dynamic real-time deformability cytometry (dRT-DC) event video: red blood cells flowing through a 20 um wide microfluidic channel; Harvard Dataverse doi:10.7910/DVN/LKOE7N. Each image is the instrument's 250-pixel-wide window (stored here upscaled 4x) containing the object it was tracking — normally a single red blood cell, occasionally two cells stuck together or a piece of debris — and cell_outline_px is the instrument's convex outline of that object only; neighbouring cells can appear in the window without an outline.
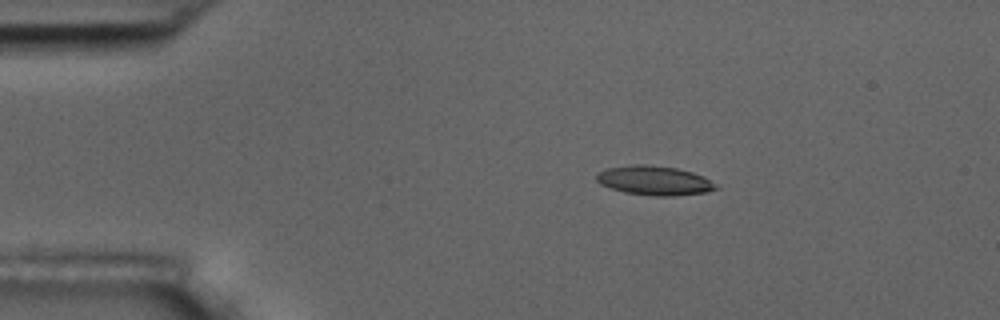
{"species": "common noctule bat (a hibernating species)", "species_latin": "Nyctalus noctula", "temperature_condition": "room temperature", "stored_images_in_passage": 9, "camera_frame_rate_fps": 3000, "um_per_image_px": 0.085, "animal": {"sex": "male", "body_mass_g": 17.5, "forearm_length_mm": 52.3}, "frame": {"image": 1, "passage_image": 1, "time_ms": 0.0, "image_size_px": [1000, 320], "cell_outline_px": [[720, 188], [708, 192], [676, 196], [656, 196], [624, 192], [600, 184], [596, 180], [596, 172], [608, 168], [632, 164], [644, 164], [676, 168], [692, 172], [704, 176], [716, 184]], "centroid_in_image_um": [55.64, 15.35], "position_along_channel_um": 29.4, "area_um2": 20.52}}
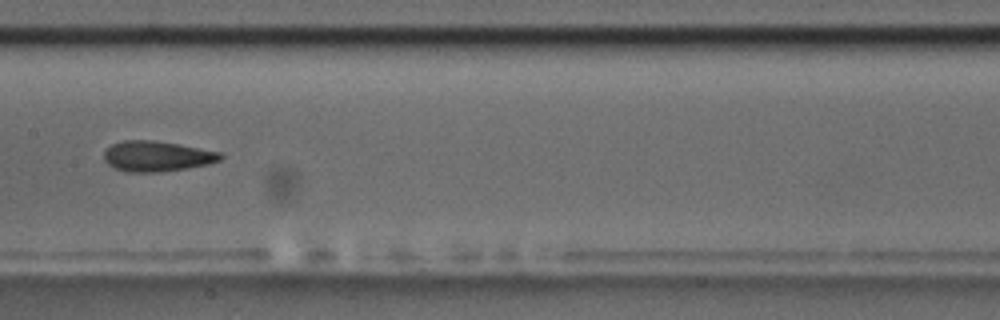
{"frame": {"image": 2, "passage_image": 6, "time_ms": 6.0, "image_size_px": [1000, 320], "cell_outline_px": [[224, 156], [220, 160], [208, 164], [160, 172], [128, 172], [116, 168], [108, 164], [104, 160], [104, 152], [112, 144], [124, 140], [152, 140], [180, 144], [220, 152]], "centroid_in_image_um": [13.34, 13.27], "position_along_channel_um": 194.1, "area_um2": 20.52}}
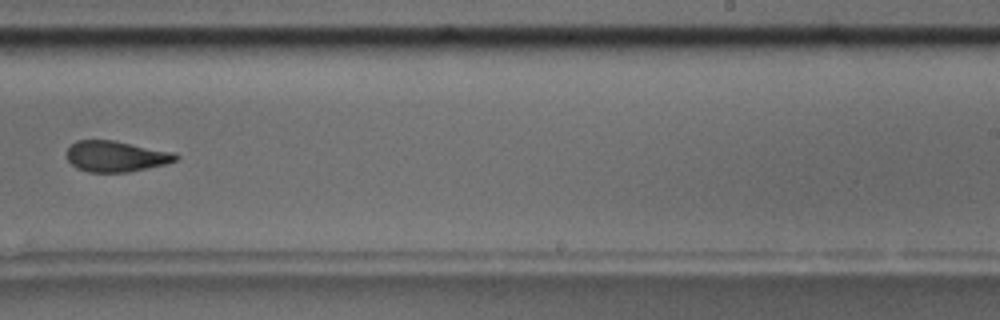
{"frame": {"image": 3, "passage_image": 8, "time_ms": 8.333, "image_size_px": [1000, 320], "cell_outline_px": [[180, 156], [176, 160], [164, 164], [128, 172], [88, 172], [76, 168], [68, 160], [68, 148], [76, 140], [112, 140], [176, 152]], "centroid_in_image_um": [9.87, 13.28], "position_along_channel_um": 279.1, "area_um2": 19.54}}